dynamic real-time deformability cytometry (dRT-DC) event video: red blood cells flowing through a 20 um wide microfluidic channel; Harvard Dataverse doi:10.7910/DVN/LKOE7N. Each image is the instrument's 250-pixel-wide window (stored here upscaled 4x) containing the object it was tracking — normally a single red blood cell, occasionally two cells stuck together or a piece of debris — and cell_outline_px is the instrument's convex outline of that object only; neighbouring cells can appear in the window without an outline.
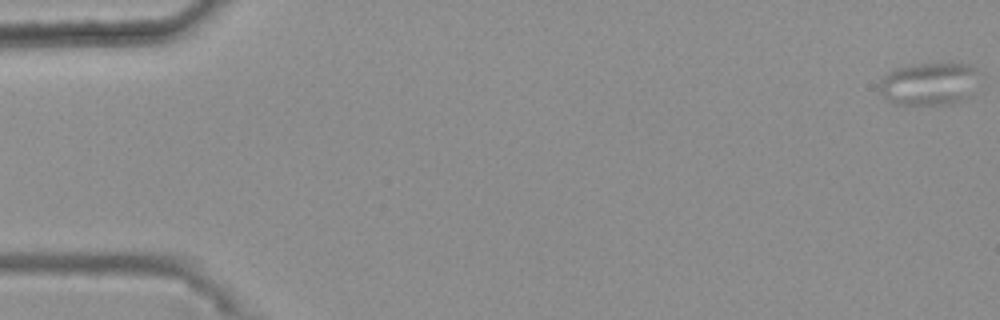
{"species": "common noctule bat (a hibernating species)", "species_latin": "Nyctalus noctula", "temperature_condition": "warm", "stored_images_in_passage": 51, "camera_frame_rate_fps": 3000, "um_per_image_px": 0.085, "animal": {"sex": "female", "body_mass_g": 25.1}, "frame": {"image": 1, "passage_image": 1, "time_ms": 0.0, "image_size_px": [1000, 320], "cell_outline_px": [[980, 72], [972, 96], [952, 104], [896, 104], [888, 100], [880, 92], [880, 80], [888, 72], [896, 68], [912, 64], [972, 64]], "centroid_in_image_um": [79.03, 7.12], "position_along_channel_um": 6.0, "area_um2": 25.09}}
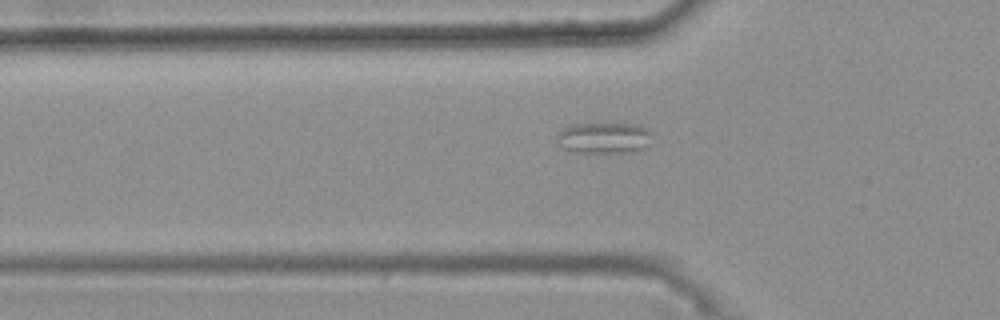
{"frame": {"image": 2, "passage_image": 19, "time_ms": 6.0, "image_size_px": [1000, 320], "cell_outline_px": [[652, 132], [648, 148], [628, 152], [568, 152], [556, 140], [556, 132], [560, 128], [572, 124], [636, 124], [648, 128]], "centroid_in_image_um": [51.32, 11.71], "position_along_channel_um": 74.5, "area_um2": 17.57}}
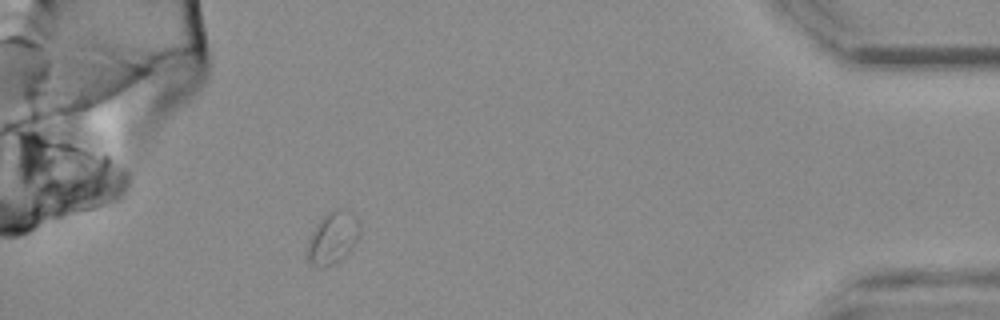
{"frame": {"image": 3, "passage_image": 50, "time_ms": 16.333, "image_size_px": [1000, 320], "cell_outline_px": [[360, 232], [356, 240], [348, 252], [340, 260], [324, 268], [316, 268], [308, 260], [308, 248], [316, 224], [328, 212], [336, 208], [344, 208], [352, 212], [356, 216], [360, 224]], "centroid_in_image_um": [28.32, 20.19], "position_along_channel_um": 406.9, "area_um2": 15.72}, "authors_computed_cell_mechanics": {"area_um2": 13.4096, "velocity_mm_per_s": 3.6876, "shape_relaxation_time_tau1_ms": null, "shape_relaxation_time_tau2_ms": 1.7496, "deformation_change_tau1": null, "deformation_change_tau2": 0.0465}}